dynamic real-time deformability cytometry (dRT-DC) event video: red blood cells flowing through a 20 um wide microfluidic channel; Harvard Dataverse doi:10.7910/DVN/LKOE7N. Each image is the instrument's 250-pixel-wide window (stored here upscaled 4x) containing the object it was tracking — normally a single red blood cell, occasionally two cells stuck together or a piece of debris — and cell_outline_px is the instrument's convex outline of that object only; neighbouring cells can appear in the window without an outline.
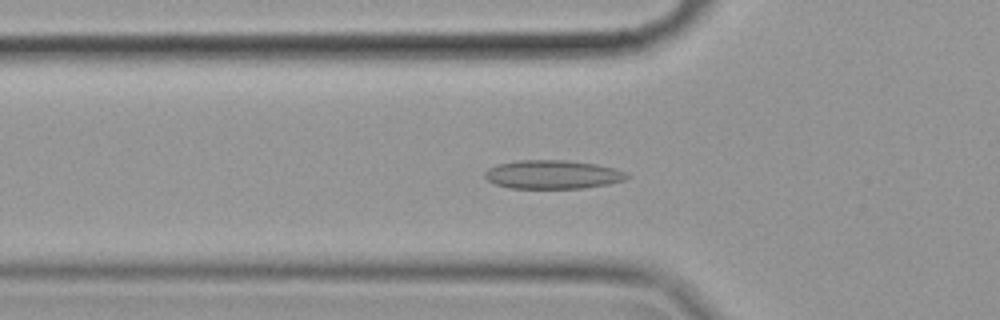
{"species": "common noctule bat (a hibernating species)", "species_latin": "Nyctalus noctula", "temperature_condition": "cold", "stored_images_in_passage": 55, "camera_frame_rate_fps": 3000, "um_per_image_px": 0.085, "animal": {"sex": "female", "body_mass_g": 19.9}, "frame": {"image": 1, "passage_image": 17, "time_ms": 5.333, "image_size_px": [1000, 320], "cell_outline_px": [[632, 176], [624, 180], [608, 184], [584, 188], [508, 188], [496, 184], [488, 180], [484, 176], [484, 172], [488, 168], [496, 164], [516, 160], [564, 160], [596, 164], [628, 172]], "centroid_in_image_um": [46.97, 14.83], "position_along_channel_um": 78.8, "area_um2": 23.87}}
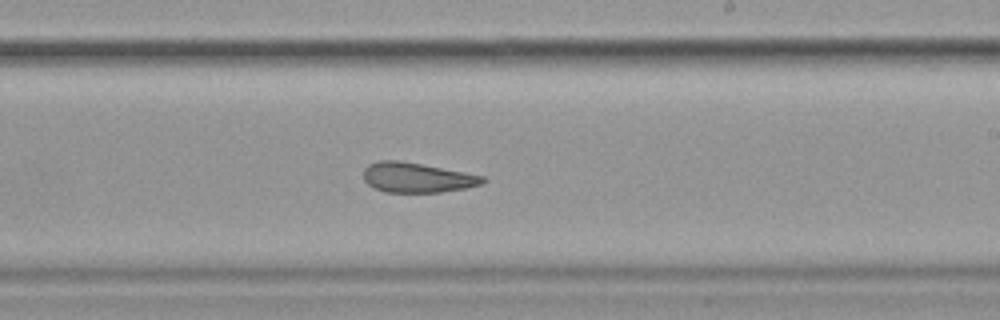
{"frame": {"image": 2, "passage_image": 32, "time_ms": 10.333, "image_size_px": [1000, 320], "cell_outline_px": [[488, 180], [480, 184], [464, 188], [440, 192], [384, 192], [368, 184], [364, 180], [364, 168], [368, 164], [380, 160], [400, 160], [464, 172], [484, 176]], "centroid_in_image_um": [35.42, 15.08], "position_along_channel_um": 253.6, "area_um2": 20.63}}
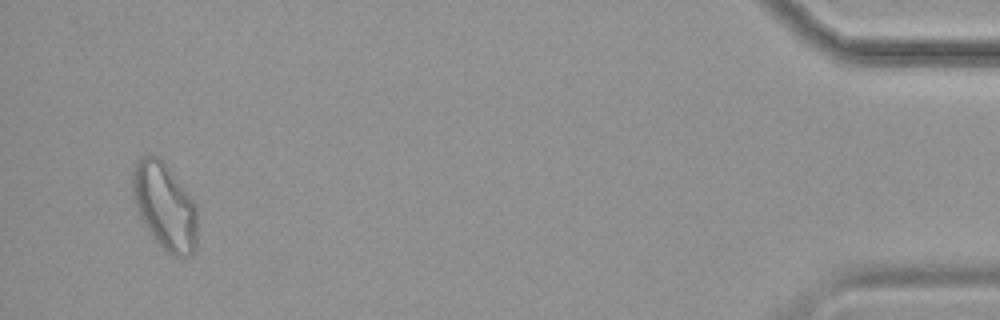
{"frame": {"image": 3, "passage_image": 53, "time_ms": 17.333, "image_size_px": [1000, 320], "cell_outline_px": [[196, 248], [188, 256], [168, 256], [152, 236], [144, 224], [140, 216], [132, 192], [132, 168], [136, 160], [144, 156], [156, 156], [168, 168], [196, 204]], "centroid_in_image_um": [13.99, 17.57], "position_along_channel_um": 421.2, "area_um2": 32.37}, "authors_computed_cell_mechanics": {"area_um2": 23.6402, "velocity_mm_per_s": 3.4983, "shape_relaxation_time_tau1_ms": null, "shape_relaxation_time_tau2_ms": 3.5362, "deformation_change_tau1": null, "deformation_change_tau2": 0.1027}}